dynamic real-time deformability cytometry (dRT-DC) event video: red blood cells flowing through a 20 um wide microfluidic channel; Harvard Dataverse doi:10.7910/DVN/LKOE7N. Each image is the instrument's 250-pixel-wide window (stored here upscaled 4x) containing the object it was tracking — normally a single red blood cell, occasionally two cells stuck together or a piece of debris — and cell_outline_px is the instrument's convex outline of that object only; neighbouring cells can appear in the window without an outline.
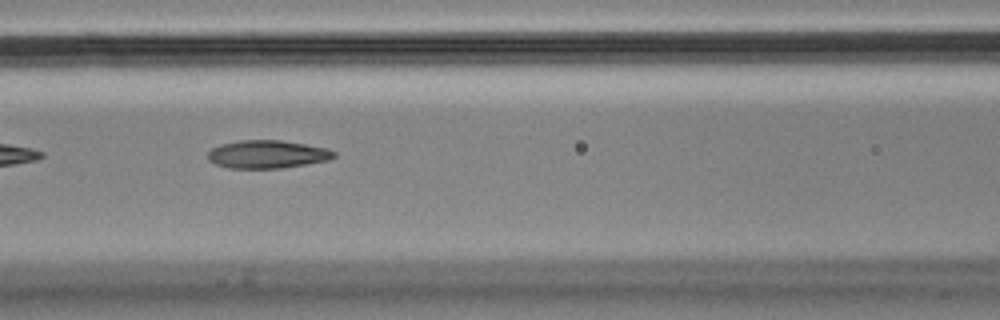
{"species": "Egyptian fruit bat (a non-hibernating species)", "species_latin": "Rousettus aegyptiacus", "temperature_condition": "cold", "stored_images_in_passage": 10, "camera_frame_rate_fps": 3000, "um_per_image_px": 0.085, "animal": {"sex": "male"}, "frame": {"image": 1, "passage_image": 7, "time_ms": 2.0, "image_size_px": [1000, 320], "cell_outline_px": [[336, 156], [328, 160], [280, 168], [228, 168], [216, 164], [208, 160], [208, 152], [212, 148], [220, 144], [240, 140], [280, 140], [328, 148], [336, 152]], "centroid_in_image_um": [22.71, 13.11], "position_along_channel_um": 143.9, "area_um2": 20.52}}